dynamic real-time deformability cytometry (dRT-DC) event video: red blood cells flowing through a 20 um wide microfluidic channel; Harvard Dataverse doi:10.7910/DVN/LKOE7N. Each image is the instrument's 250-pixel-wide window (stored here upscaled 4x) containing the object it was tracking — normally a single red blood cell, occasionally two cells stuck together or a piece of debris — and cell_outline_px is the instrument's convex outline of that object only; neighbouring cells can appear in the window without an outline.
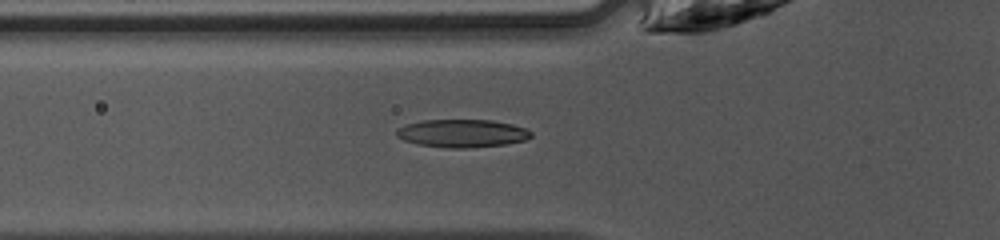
{"species": "common noctule bat (a hibernating species)", "species_latin": "Nyctalus noctula", "temperature_condition": "warm", "stored_images_in_passage": 32, "camera_frame_rate_fps": 3000, "um_per_image_px": 0.085, "animal": {"sex": "female", "body_mass_g": 10.0, "forearm_length_mm": 53.1}, "frame": {"image": 1, "passage_image": 2, "time_ms": 0.333, "image_size_px": [1000, 240], "cell_outline_px": [[532, 136], [524, 140], [504, 144], [468, 148], [452, 148], [416, 144], [404, 140], [396, 136], [396, 128], [408, 124], [424, 120], [492, 120], [512, 124], [524, 128], [532, 132]], "centroid_in_image_um": [39.26, 11.33], "position_along_channel_um": 86.5, "area_um2": 21.79}}
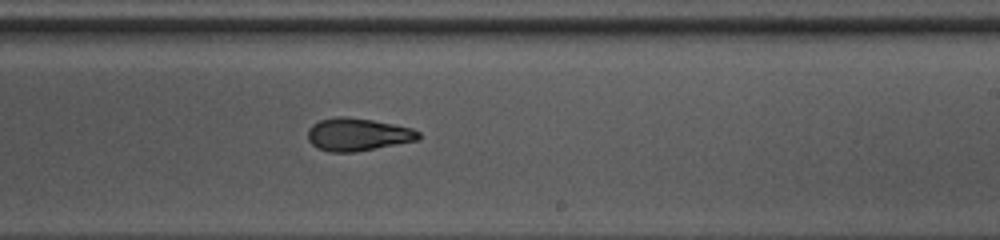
{"frame": {"image": 2, "passage_image": 14, "time_ms": 4.333, "image_size_px": [1000, 240], "cell_outline_px": [[420, 140], [356, 152], [328, 152], [316, 148], [308, 140], [308, 128], [312, 124], [320, 120], [336, 116], [348, 116], [372, 120], [412, 128], [420, 132]], "centroid_in_image_um": [30.39, 11.43], "position_along_channel_um": 258.6, "area_um2": 21.39}}
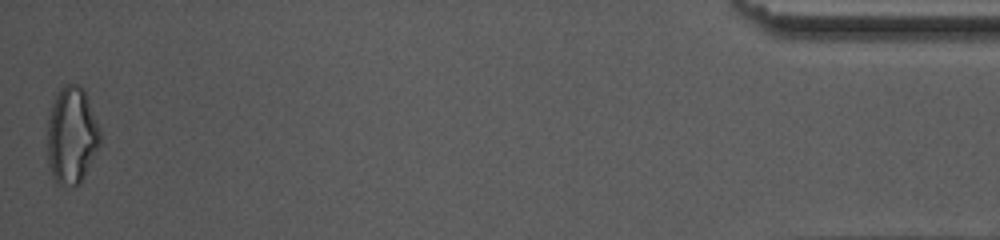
{"frame": {"image": 3, "passage_image": 32, "time_ms": 10.333, "image_size_px": [1000, 240], "cell_outline_px": [[100, 144], [80, 184], [72, 188], [56, 184], [48, 168], [48, 120], [52, 104], [56, 92], [64, 84], [80, 84], [84, 88], [100, 128]], "centroid_in_image_um": [6.09, 11.53], "position_along_channel_um": 429.1, "area_um2": 30.29}, "authors_computed_cell_mechanics": {"area_um2": 21.386, "velocity_mm_per_s": 4.2826, "shape_relaxation_time_tau1_ms": 7.6585, "shape_relaxation_time_tau2_ms": 2.1374, "deformation_change_tau1": 0.2289, "deformation_change_tau2": 0.0947}}